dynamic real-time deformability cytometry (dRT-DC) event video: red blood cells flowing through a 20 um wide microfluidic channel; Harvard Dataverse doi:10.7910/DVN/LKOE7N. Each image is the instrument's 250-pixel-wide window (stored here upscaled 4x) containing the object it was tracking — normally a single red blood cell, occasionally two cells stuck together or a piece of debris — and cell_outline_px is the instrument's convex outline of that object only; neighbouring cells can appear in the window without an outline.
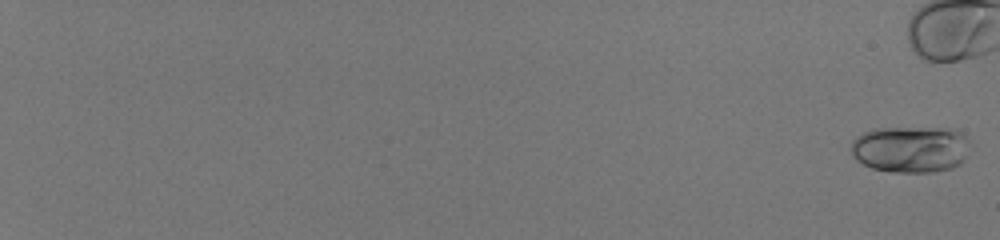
{"species": "human", "species_latin": "Homo sapiens", "temperature_condition": "room temperature", "stored_images_in_passage": 57, "camera_frame_rate_fps": 3000, "um_per_image_px": 0.085, "donor": {"sex": "male"}, "frame": {"image": 1, "passage_image": 1, "time_ms": 0.0, "image_size_px": [1000, 240], "cell_outline_px": [[972, 148], [964, 160], [960, 164], [952, 168], [932, 172], [892, 172], [872, 168], [856, 160], [852, 156], [848, 148], [852, 140], [856, 136], [864, 132], [876, 128], [956, 128], [972, 144]], "centroid_in_image_um": [77.41, 12.68], "position_along_channel_um": 7.6, "area_um2": 33.06}}
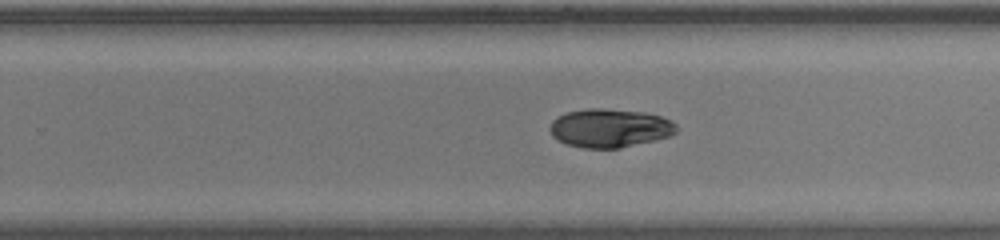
{"frame": {"image": 2, "passage_image": 42, "time_ms": 13.667, "image_size_px": [1000, 240], "cell_outline_px": [[680, 128], [676, 132], [668, 136], [656, 140], [620, 148], [584, 148], [564, 144], [556, 140], [552, 136], [548, 128], [552, 120], [556, 116], [568, 112], [588, 108], [600, 108], [644, 112], [660, 116], [672, 120]], "centroid_in_image_um": [51.81, 10.89], "position_along_channel_um": 278.0, "area_um2": 28.84}}
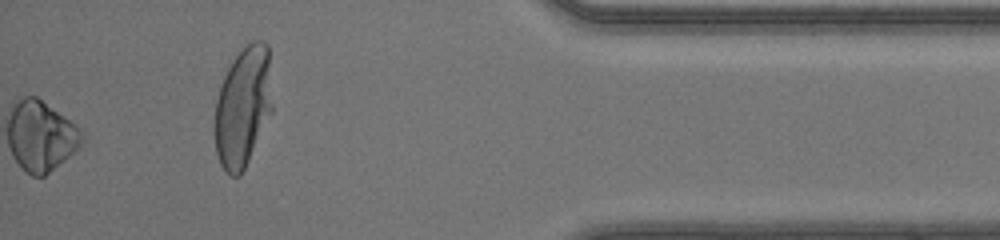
{"frame": {"image": 3, "passage_image": 57, "time_ms": 18.667, "image_size_px": [1000, 240], "cell_outline_px": [[272, 112], [240, 176], [232, 176], [220, 164], [216, 152], [216, 100], [224, 76], [232, 60], [252, 40], [264, 40], [268, 44], [272, 108]], "centroid_in_image_um": [20.67, 9.05], "position_along_channel_um": 414.5, "area_um2": 39.65}, "authors_computed_cell_mechanics": {"area_um2": 29.0734, "velocity_mm_per_s": 4.1932, "shape_relaxation_time_tau1_ms": 3.263, "shape_relaxation_time_tau2_ms": null, "deformation_change_tau1": 0.1225, "deformation_change_tau2": null}}